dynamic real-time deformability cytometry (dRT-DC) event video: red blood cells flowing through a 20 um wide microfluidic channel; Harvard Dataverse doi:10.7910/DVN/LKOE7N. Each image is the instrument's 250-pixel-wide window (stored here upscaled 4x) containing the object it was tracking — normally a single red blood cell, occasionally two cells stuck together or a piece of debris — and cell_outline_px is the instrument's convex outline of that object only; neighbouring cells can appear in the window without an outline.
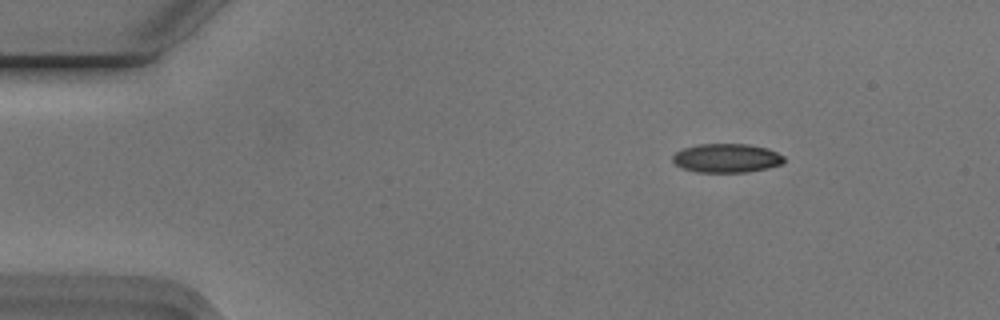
{"species": "Egyptian fruit bat (a non-hibernating species)", "species_latin": "Rousettus aegyptiacus", "temperature_condition": "cold", "stored_images_in_passage": 3, "camera_frame_rate_fps": 3000, "um_per_image_px": 0.085, "animal": {"sex": "male"}, "frame": {"image": 1, "passage_image": 1, "time_ms": 0.0, "image_size_px": [1000, 320], "cell_outline_px": [[784, 164], [768, 168], [748, 172], [696, 172], [680, 168], [672, 160], [672, 156], [676, 152], [684, 148], [696, 144], [748, 144], [768, 148], [784, 156]], "centroid_in_image_um": [61.77, 13.44], "position_along_channel_um": 23.2, "area_um2": 18.96}}